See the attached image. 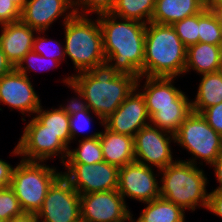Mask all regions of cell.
Returning <instances> with one entry per match:
<instances>
[{"label":"cell","mask_w":222,"mask_h":222,"mask_svg":"<svg viewBox=\"0 0 222 222\" xmlns=\"http://www.w3.org/2000/svg\"><path fill=\"white\" fill-rule=\"evenodd\" d=\"M60 83L73 90L77 100L103 121L122 104L136 88L137 78L119 74L107 62L88 71L65 75Z\"/></svg>","instance_id":"cell-1"},{"label":"cell","mask_w":222,"mask_h":222,"mask_svg":"<svg viewBox=\"0 0 222 222\" xmlns=\"http://www.w3.org/2000/svg\"><path fill=\"white\" fill-rule=\"evenodd\" d=\"M106 62L119 74L143 76L146 25L111 13L97 16Z\"/></svg>","instance_id":"cell-2"},{"label":"cell","mask_w":222,"mask_h":222,"mask_svg":"<svg viewBox=\"0 0 222 222\" xmlns=\"http://www.w3.org/2000/svg\"><path fill=\"white\" fill-rule=\"evenodd\" d=\"M187 48L172 25H146L143 76L184 77Z\"/></svg>","instance_id":"cell-3"},{"label":"cell","mask_w":222,"mask_h":222,"mask_svg":"<svg viewBox=\"0 0 222 222\" xmlns=\"http://www.w3.org/2000/svg\"><path fill=\"white\" fill-rule=\"evenodd\" d=\"M208 183L203 167L179 157L160 170V197L173 202L185 212L207 209Z\"/></svg>","instance_id":"cell-4"},{"label":"cell","mask_w":222,"mask_h":222,"mask_svg":"<svg viewBox=\"0 0 222 222\" xmlns=\"http://www.w3.org/2000/svg\"><path fill=\"white\" fill-rule=\"evenodd\" d=\"M93 18V19H92ZM66 62L69 58L77 74L106 62L98 18L75 14L63 24ZM68 57V58H67Z\"/></svg>","instance_id":"cell-5"},{"label":"cell","mask_w":222,"mask_h":222,"mask_svg":"<svg viewBox=\"0 0 222 222\" xmlns=\"http://www.w3.org/2000/svg\"><path fill=\"white\" fill-rule=\"evenodd\" d=\"M47 163L21 159L14 168L9 187L24 213L37 214L49 188L62 175L57 166Z\"/></svg>","instance_id":"cell-6"},{"label":"cell","mask_w":222,"mask_h":222,"mask_svg":"<svg viewBox=\"0 0 222 222\" xmlns=\"http://www.w3.org/2000/svg\"><path fill=\"white\" fill-rule=\"evenodd\" d=\"M174 136L175 145L191 154L185 161L194 165L211 166L222 152V136L200 113H189Z\"/></svg>","instance_id":"cell-7"},{"label":"cell","mask_w":222,"mask_h":222,"mask_svg":"<svg viewBox=\"0 0 222 222\" xmlns=\"http://www.w3.org/2000/svg\"><path fill=\"white\" fill-rule=\"evenodd\" d=\"M22 130L18 143L10 152V156L21 158L25 161L48 162L59 158L64 164L69 148L50 131L43 130V124L35 117L27 120Z\"/></svg>","instance_id":"cell-8"},{"label":"cell","mask_w":222,"mask_h":222,"mask_svg":"<svg viewBox=\"0 0 222 222\" xmlns=\"http://www.w3.org/2000/svg\"><path fill=\"white\" fill-rule=\"evenodd\" d=\"M62 176L79 195L118 188L119 167L101 161L95 164L64 163Z\"/></svg>","instance_id":"cell-9"},{"label":"cell","mask_w":222,"mask_h":222,"mask_svg":"<svg viewBox=\"0 0 222 222\" xmlns=\"http://www.w3.org/2000/svg\"><path fill=\"white\" fill-rule=\"evenodd\" d=\"M171 143L175 144L173 133L148 124L134 136L135 161L162 170L177 159Z\"/></svg>","instance_id":"cell-10"},{"label":"cell","mask_w":222,"mask_h":222,"mask_svg":"<svg viewBox=\"0 0 222 222\" xmlns=\"http://www.w3.org/2000/svg\"><path fill=\"white\" fill-rule=\"evenodd\" d=\"M36 215L39 222H81L80 195L61 175L49 188Z\"/></svg>","instance_id":"cell-11"},{"label":"cell","mask_w":222,"mask_h":222,"mask_svg":"<svg viewBox=\"0 0 222 222\" xmlns=\"http://www.w3.org/2000/svg\"><path fill=\"white\" fill-rule=\"evenodd\" d=\"M154 170L136 161L120 167L117 191L125 201L129 198L146 203L159 198L160 170Z\"/></svg>","instance_id":"cell-12"},{"label":"cell","mask_w":222,"mask_h":222,"mask_svg":"<svg viewBox=\"0 0 222 222\" xmlns=\"http://www.w3.org/2000/svg\"><path fill=\"white\" fill-rule=\"evenodd\" d=\"M0 104L8 106L10 111L17 110L24 117L31 118L42 105L31 78L18 72L15 68L0 78Z\"/></svg>","instance_id":"cell-13"},{"label":"cell","mask_w":222,"mask_h":222,"mask_svg":"<svg viewBox=\"0 0 222 222\" xmlns=\"http://www.w3.org/2000/svg\"><path fill=\"white\" fill-rule=\"evenodd\" d=\"M126 202L117 189L80 195L81 222H126Z\"/></svg>","instance_id":"cell-14"},{"label":"cell","mask_w":222,"mask_h":222,"mask_svg":"<svg viewBox=\"0 0 222 222\" xmlns=\"http://www.w3.org/2000/svg\"><path fill=\"white\" fill-rule=\"evenodd\" d=\"M176 79L179 78L140 76L137 79L136 88L145 99L150 118L157 112V108L191 107V99L186 92L175 86Z\"/></svg>","instance_id":"cell-15"},{"label":"cell","mask_w":222,"mask_h":222,"mask_svg":"<svg viewBox=\"0 0 222 222\" xmlns=\"http://www.w3.org/2000/svg\"><path fill=\"white\" fill-rule=\"evenodd\" d=\"M75 14L74 0H28L21 21L37 32H49L57 20L63 25Z\"/></svg>","instance_id":"cell-16"},{"label":"cell","mask_w":222,"mask_h":222,"mask_svg":"<svg viewBox=\"0 0 222 222\" xmlns=\"http://www.w3.org/2000/svg\"><path fill=\"white\" fill-rule=\"evenodd\" d=\"M150 124L146 103L141 92L135 88L122 104L109 115L103 125L115 132L134 137L144 126Z\"/></svg>","instance_id":"cell-17"},{"label":"cell","mask_w":222,"mask_h":222,"mask_svg":"<svg viewBox=\"0 0 222 222\" xmlns=\"http://www.w3.org/2000/svg\"><path fill=\"white\" fill-rule=\"evenodd\" d=\"M36 33V30L21 20L0 26V47L14 68L32 51Z\"/></svg>","instance_id":"cell-18"},{"label":"cell","mask_w":222,"mask_h":222,"mask_svg":"<svg viewBox=\"0 0 222 222\" xmlns=\"http://www.w3.org/2000/svg\"><path fill=\"white\" fill-rule=\"evenodd\" d=\"M102 128V130L100 129L99 140L103 160L119 168L134 162V137L115 133L104 125Z\"/></svg>","instance_id":"cell-19"},{"label":"cell","mask_w":222,"mask_h":222,"mask_svg":"<svg viewBox=\"0 0 222 222\" xmlns=\"http://www.w3.org/2000/svg\"><path fill=\"white\" fill-rule=\"evenodd\" d=\"M202 74L222 70V58L220 45L196 43L187 48L184 76L191 73Z\"/></svg>","instance_id":"cell-20"},{"label":"cell","mask_w":222,"mask_h":222,"mask_svg":"<svg viewBox=\"0 0 222 222\" xmlns=\"http://www.w3.org/2000/svg\"><path fill=\"white\" fill-rule=\"evenodd\" d=\"M206 7V0H156L151 22L173 25L200 13Z\"/></svg>","instance_id":"cell-21"},{"label":"cell","mask_w":222,"mask_h":222,"mask_svg":"<svg viewBox=\"0 0 222 222\" xmlns=\"http://www.w3.org/2000/svg\"><path fill=\"white\" fill-rule=\"evenodd\" d=\"M66 101L56 108L52 106L46 109L41 105L34 116L43 124V130L57 135L68 148H72L69 126V99Z\"/></svg>","instance_id":"cell-22"},{"label":"cell","mask_w":222,"mask_h":222,"mask_svg":"<svg viewBox=\"0 0 222 222\" xmlns=\"http://www.w3.org/2000/svg\"><path fill=\"white\" fill-rule=\"evenodd\" d=\"M222 102V70L202 74L194 99H191L193 112L201 113L205 108Z\"/></svg>","instance_id":"cell-23"},{"label":"cell","mask_w":222,"mask_h":222,"mask_svg":"<svg viewBox=\"0 0 222 222\" xmlns=\"http://www.w3.org/2000/svg\"><path fill=\"white\" fill-rule=\"evenodd\" d=\"M93 114L94 113L89 108L80 104L72 96L69 98V126L71 143L78 141V138H80L82 135V139L95 138L100 135L99 130H96L95 132L93 131L92 133L88 131V129H91L90 126L92 125V122L96 121L94 120L95 117L98 119L97 121H99V125H101V127L103 126V120L96 114L95 116Z\"/></svg>","instance_id":"cell-24"},{"label":"cell","mask_w":222,"mask_h":222,"mask_svg":"<svg viewBox=\"0 0 222 222\" xmlns=\"http://www.w3.org/2000/svg\"><path fill=\"white\" fill-rule=\"evenodd\" d=\"M143 204L138 217L143 222H186L185 211L173 202L159 197Z\"/></svg>","instance_id":"cell-25"},{"label":"cell","mask_w":222,"mask_h":222,"mask_svg":"<svg viewBox=\"0 0 222 222\" xmlns=\"http://www.w3.org/2000/svg\"><path fill=\"white\" fill-rule=\"evenodd\" d=\"M156 0H116L111 14L128 20L148 24L154 12Z\"/></svg>","instance_id":"cell-26"},{"label":"cell","mask_w":222,"mask_h":222,"mask_svg":"<svg viewBox=\"0 0 222 222\" xmlns=\"http://www.w3.org/2000/svg\"><path fill=\"white\" fill-rule=\"evenodd\" d=\"M77 146L69 148L65 163L95 164L103 160L99 136L90 139H79Z\"/></svg>","instance_id":"cell-27"},{"label":"cell","mask_w":222,"mask_h":222,"mask_svg":"<svg viewBox=\"0 0 222 222\" xmlns=\"http://www.w3.org/2000/svg\"><path fill=\"white\" fill-rule=\"evenodd\" d=\"M191 112V107L157 108V112L150 118V124L174 134Z\"/></svg>","instance_id":"cell-28"},{"label":"cell","mask_w":222,"mask_h":222,"mask_svg":"<svg viewBox=\"0 0 222 222\" xmlns=\"http://www.w3.org/2000/svg\"><path fill=\"white\" fill-rule=\"evenodd\" d=\"M199 42L212 45L222 43V32L217 12H213L205 7L199 13Z\"/></svg>","instance_id":"cell-29"},{"label":"cell","mask_w":222,"mask_h":222,"mask_svg":"<svg viewBox=\"0 0 222 222\" xmlns=\"http://www.w3.org/2000/svg\"><path fill=\"white\" fill-rule=\"evenodd\" d=\"M48 36V31L37 32L34 37L32 50L41 56L55 59L63 64V62H66L64 41L60 42V40H54Z\"/></svg>","instance_id":"cell-30"},{"label":"cell","mask_w":222,"mask_h":222,"mask_svg":"<svg viewBox=\"0 0 222 222\" xmlns=\"http://www.w3.org/2000/svg\"><path fill=\"white\" fill-rule=\"evenodd\" d=\"M60 64L61 63L59 61L41 56L32 50L20 60L15 69L23 75H26L28 78H31L29 73L32 71H34V73L36 71L45 72L51 69H57L59 66H61Z\"/></svg>","instance_id":"cell-31"},{"label":"cell","mask_w":222,"mask_h":222,"mask_svg":"<svg viewBox=\"0 0 222 222\" xmlns=\"http://www.w3.org/2000/svg\"><path fill=\"white\" fill-rule=\"evenodd\" d=\"M172 26L186 48L199 42V13L177 21Z\"/></svg>","instance_id":"cell-32"},{"label":"cell","mask_w":222,"mask_h":222,"mask_svg":"<svg viewBox=\"0 0 222 222\" xmlns=\"http://www.w3.org/2000/svg\"><path fill=\"white\" fill-rule=\"evenodd\" d=\"M18 198L10 187L0 189V219L8 222L23 214Z\"/></svg>","instance_id":"cell-33"},{"label":"cell","mask_w":222,"mask_h":222,"mask_svg":"<svg viewBox=\"0 0 222 222\" xmlns=\"http://www.w3.org/2000/svg\"><path fill=\"white\" fill-rule=\"evenodd\" d=\"M115 2L116 0H74V9L77 15L98 16L111 13Z\"/></svg>","instance_id":"cell-34"},{"label":"cell","mask_w":222,"mask_h":222,"mask_svg":"<svg viewBox=\"0 0 222 222\" xmlns=\"http://www.w3.org/2000/svg\"><path fill=\"white\" fill-rule=\"evenodd\" d=\"M21 20V10L11 0H0V26Z\"/></svg>","instance_id":"cell-35"},{"label":"cell","mask_w":222,"mask_h":222,"mask_svg":"<svg viewBox=\"0 0 222 222\" xmlns=\"http://www.w3.org/2000/svg\"><path fill=\"white\" fill-rule=\"evenodd\" d=\"M207 121V123L222 136V102L205 108L200 113Z\"/></svg>","instance_id":"cell-36"},{"label":"cell","mask_w":222,"mask_h":222,"mask_svg":"<svg viewBox=\"0 0 222 222\" xmlns=\"http://www.w3.org/2000/svg\"><path fill=\"white\" fill-rule=\"evenodd\" d=\"M207 211L222 219V190L209 192Z\"/></svg>","instance_id":"cell-37"},{"label":"cell","mask_w":222,"mask_h":222,"mask_svg":"<svg viewBox=\"0 0 222 222\" xmlns=\"http://www.w3.org/2000/svg\"><path fill=\"white\" fill-rule=\"evenodd\" d=\"M15 166L0 158V189L10 186Z\"/></svg>","instance_id":"cell-38"},{"label":"cell","mask_w":222,"mask_h":222,"mask_svg":"<svg viewBox=\"0 0 222 222\" xmlns=\"http://www.w3.org/2000/svg\"><path fill=\"white\" fill-rule=\"evenodd\" d=\"M210 168H213L215 180H217V183H219V186H217L215 189L212 187V190H222V152L216 161L210 166Z\"/></svg>","instance_id":"cell-39"},{"label":"cell","mask_w":222,"mask_h":222,"mask_svg":"<svg viewBox=\"0 0 222 222\" xmlns=\"http://www.w3.org/2000/svg\"><path fill=\"white\" fill-rule=\"evenodd\" d=\"M14 69L12 64L7 60L6 55L0 47V78Z\"/></svg>","instance_id":"cell-40"},{"label":"cell","mask_w":222,"mask_h":222,"mask_svg":"<svg viewBox=\"0 0 222 222\" xmlns=\"http://www.w3.org/2000/svg\"><path fill=\"white\" fill-rule=\"evenodd\" d=\"M8 222H39V221L36 214L23 213L21 216L13 217Z\"/></svg>","instance_id":"cell-41"},{"label":"cell","mask_w":222,"mask_h":222,"mask_svg":"<svg viewBox=\"0 0 222 222\" xmlns=\"http://www.w3.org/2000/svg\"><path fill=\"white\" fill-rule=\"evenodd\" d=\"M206 7L213 12H222V0H206Z\"/></svg>","instance_id":"cell-42"},{"label":"cell","mask_w":222,"mask_h":222,"mask_svg":"<svg viewBox=\"0 0 222 222\" xmlns=\"http://www.w3.org/2000/svg\"><path fill=\"white\" fill-rule=\"evenodd\" d=\"M11 1L22 11L28 0H11Z\"/></svg>","instance_id":"cell-43"},{"label":"cell","mask_w":222,"mask_h":222,"mask_svg":"<svg viewBox=\"0 0 222 222\" xmlns=\"http://www.w3.org/2000/svg\"><path fill=\"white\" fill-rule=\"evenodd\" d=\"M133 211H131L128 215L127 221L126 222H143L141 221L138 216L135 218L134 214L132 213ZM134 216V217H133Z\"/></svg>","instance_id":"cell-44"},{"label":"cell","mask_w":222,"mask_h":222,"mask_svg":"<svg viewBox=\"0 0 222 222\" xmlns=\"http://www.w3.org/2000/svg\"><path fill=\"white\" fill-rule=\"evenodd\" d=\"M217 16L220 22V26H221V32H222V12H217Z\"/></svg>","instance_id":"cell-45"},{"label":"cell","mask_w":222,"mask_h":222,"mask_svg":"<svg viewBox=\"0 0 222 222\" xmlns=\"http://www.w3.org/2000/svg\"><path fill=\"white\" fill-rule=\"evenodd\" d=\"M220 47H221V58H222V43H221V46H220Z\"/></svg>","instance_id":"cell-46"}]
</instances>
